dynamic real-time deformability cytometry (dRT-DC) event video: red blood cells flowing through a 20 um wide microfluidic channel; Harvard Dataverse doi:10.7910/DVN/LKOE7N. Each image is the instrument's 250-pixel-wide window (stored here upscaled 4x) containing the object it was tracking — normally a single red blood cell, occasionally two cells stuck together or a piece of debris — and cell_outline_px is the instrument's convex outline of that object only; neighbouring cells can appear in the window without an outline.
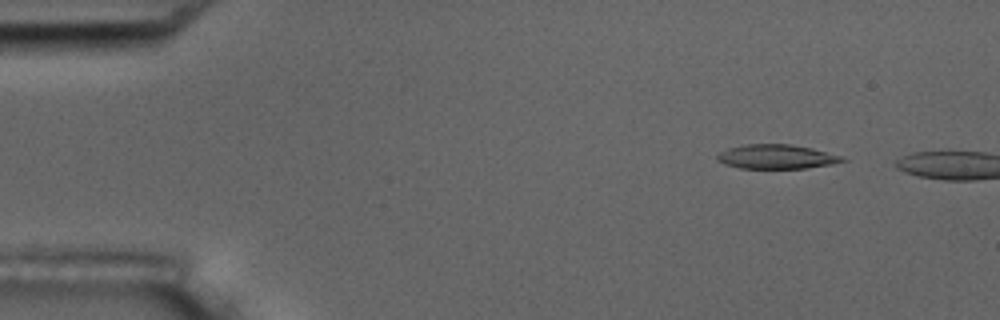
{"species": "common noctule bat (a hibernating species)", "species_latin": "Nyctalus noctula", "temperature_condition": "room temperature", "stored_images_in_passage": 4, "camera_frame_rate_fps": 3000, "um_per_image_px": 0.085, "animal": {"sex": "male", "body_mass_g": 17.5, "forearm_length_mm": 52.3}, "frame": {"image": 1, "passage_image": 1, "time_ms": 0.0, "image_size_px": [1000, 320], "cell_outline_px": [[848, 160], [832, 164], [804, 168], [740, 168], [724, 164], [716, 160], [716, 156], [720, 152], [728, 148], [744, 144], [788, 144], [812, 148], [840, 156]], "centroid_in_image_um": [65.96, 13.32], "position_along_channel_um": 19.0, "area_um2": 17.57}}